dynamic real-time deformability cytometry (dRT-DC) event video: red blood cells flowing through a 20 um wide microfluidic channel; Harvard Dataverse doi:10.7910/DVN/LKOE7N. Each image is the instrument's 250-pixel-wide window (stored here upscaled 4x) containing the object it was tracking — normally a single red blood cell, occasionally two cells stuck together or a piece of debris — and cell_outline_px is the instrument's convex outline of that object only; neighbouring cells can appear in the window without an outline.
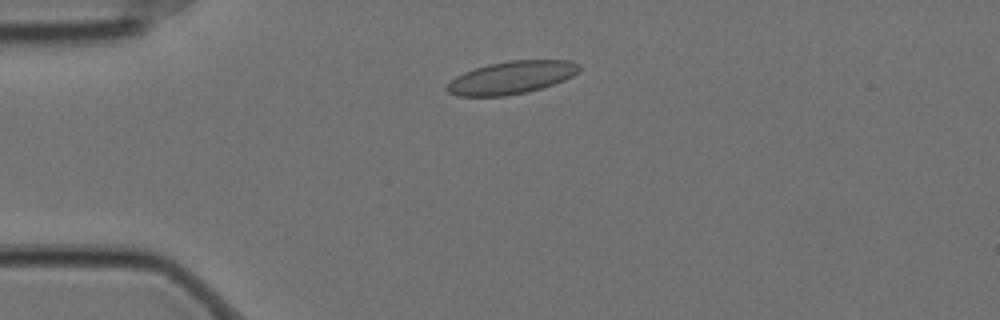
{"species": "Egyptian fruit bat (a non-hibernating species)", "species_latin": "Rousettus aegyptiacus", "temperature_condition": "cold", "stored_images_in_passage": 40, "camera_frame_rate_fps": 3000, "um_per_image_px": 0.085, "animal": {"sex": "female"}, "frame": {"image": 1, "passage_image": 6, "time_ms": 1.667, "image_size_px": [1000, 320], "cell_outline_px": [[580, 68], [572, 76], [564, 80], [540, 88], [524, 92], [504, 96], [456, 96], [448, 92], [444, 88], [456, 76], [464, 72], [488, 64], [508, 60], [572, 60], [580, 64]], "centroid_in_image_um": [43.45, 6.58], "position_along_channel_um": 41.5, "area_um2": 25.09}}
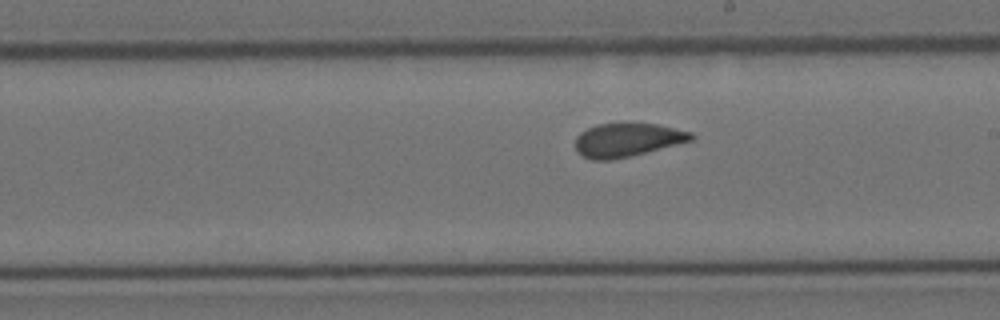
{"frame": {"image": 2, "passage_image": 25, "time_ms": 8.0, "image_size_px": [1000, 320], "cell_outline_px": [[696, 136], [692, 140], [612, 160], [592, 160], [580, 156], [576, 152], [576, 136], [580, 132], [596, 124], [656, 124], [692, 132]], "centroid_in_image_um": [53.26, 11.9], "position_along_channel_um": 235.7, "area_um2": 22.37}}
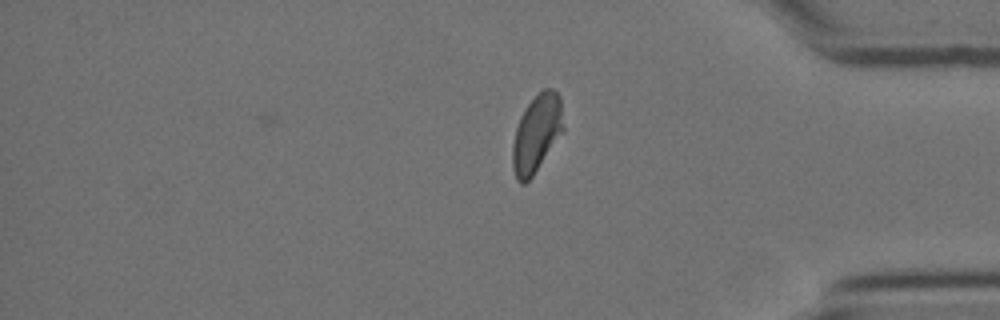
{"frame": {"image": 3, "passage_image": 40, "time_ms": 13.0, "image_size_px": [1000, 320], "cell_outline_px": [[564, 128], [532, 176], [524, 184], [520, 184], [516, 180], [512, 168], [512, 144], [516, 128], [520, 116], [528, 104], [544, 88], [552, 88], [560, 96]], "centroid_in_image_um": [45.58, 11.35], "position_along_channel_um": 389.6, "area_um2": 22.6}, "authors_computed_cell_mechanics": {"area_um2": 23.6402, "velocity_mm_per_s": 3.4774, "shape_relaxation_time_tau1_ms": null, "shape_relaxation_time_tau2_ms": 1.5011, "deformation_change_tau1": null, "deformation_change_tau2": 0.054}}